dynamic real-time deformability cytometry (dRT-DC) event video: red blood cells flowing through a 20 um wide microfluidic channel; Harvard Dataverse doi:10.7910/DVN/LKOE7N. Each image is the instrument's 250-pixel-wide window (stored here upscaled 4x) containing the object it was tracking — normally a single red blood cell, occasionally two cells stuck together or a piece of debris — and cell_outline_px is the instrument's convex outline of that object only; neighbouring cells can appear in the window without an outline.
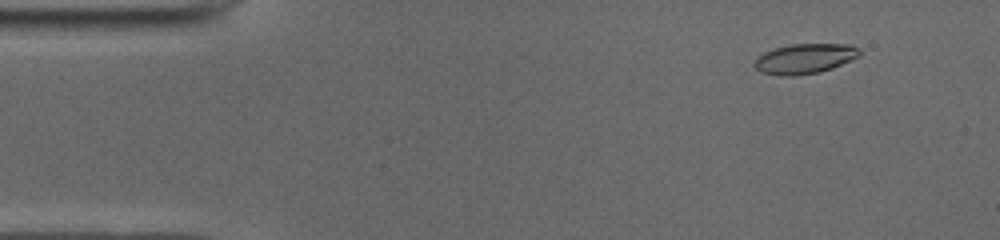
{"species": "common noctule bat (a hibernating species)", "species_latin": "Nyctalus noctula", "temperature_condition": "cold", "stored_images_in_passage": 51, "camera_frame_rate_fps": 3000, "um_per_image_px": 0.085, "animal": {"sex": "male", "body_mass_g": 19.0, "forearm_length_mm": 50.8}, "frame": {"image": 1, "passage_image": 5, "time_ms": 1.333, "image_size_px": [1000, 240], "cell_outline_px": [[860, 56], [832, 68], [820, 72], [792, 76], [784, 76], [764, 72], [756, 68], [756, 56], [764, 52], [776, 48], [792, 44], [852, 44], [860, 48]], "centroid_in_image_um": [68.46, 4.97], "position_along_channel_um": 16.5, "area_um2": 18.21}}
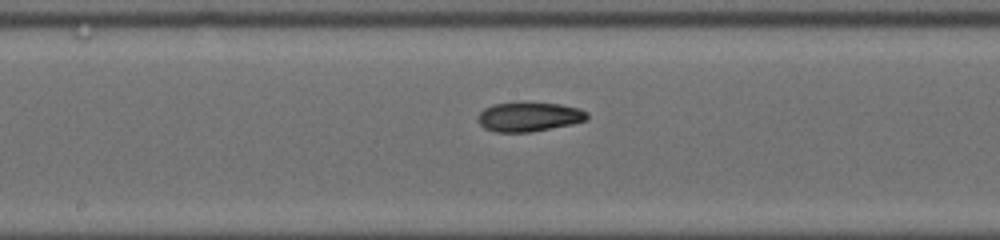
{"frame": {"image": 2, "passage_image": 26, "time_ms": 8.333, "image_size_px": [1000, 240], "cell_outline_px": [[588, 120], [572, 124], [528, 132], [496, 132], [484, 128], [480, 124], [480, 112], [484, 108], [492, 104], [560, 104], [580, 108], [588, 112]], "centroid_in_image_um": [45.01, 9.95], "position_along_channel_um": 203.2, "area_um2": 18.15}}
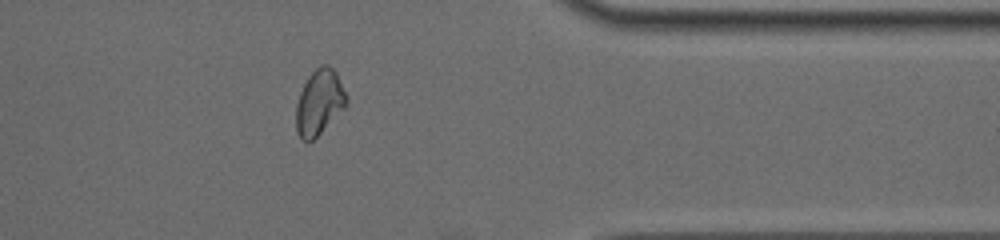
{"frame": {"image": 3, "passage_image": 41, "time_ms": 13.333, "image_size_px": [1000, 240], "cell_outline_px": [[348, 104], [308, 144], [300, 140], [296, 132], [296, 104], [300, 92], [308, 76], [320, 64], [328, 64], [336, 72], [348, 96]], "centroid_in_image_um": [27.13, 8.69], "position_along_channel_um": 384.3, "area_um2": 19.31}, "authors_computed_cell_mechanics": {"area_um2": 18.3804, "velocity_mm_per_s": 3.9455, "shape_relaxation_time_tau1_ms": null, "shape_relaxation_time_tau2_ms": 5.4045, "deformation_change_tau1": null, "deformation_change_tau2": 0.1011}}